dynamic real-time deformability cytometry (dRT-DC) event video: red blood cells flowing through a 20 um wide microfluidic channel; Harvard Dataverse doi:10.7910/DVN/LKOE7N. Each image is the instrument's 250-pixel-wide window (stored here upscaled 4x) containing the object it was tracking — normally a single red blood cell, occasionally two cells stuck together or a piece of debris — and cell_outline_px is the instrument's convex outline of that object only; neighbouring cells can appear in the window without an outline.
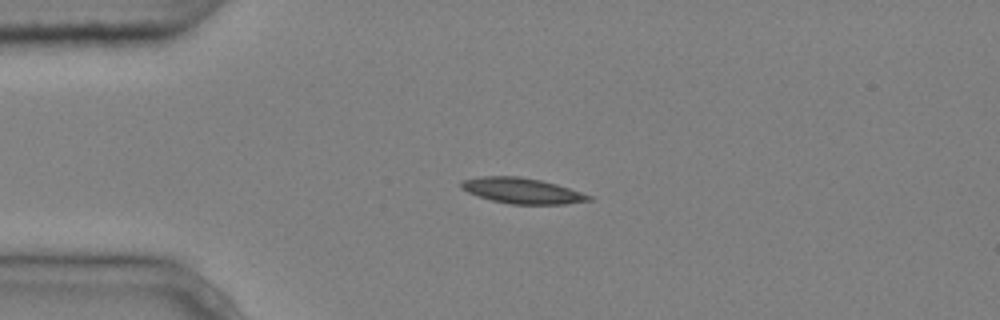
{"species": "common noctule bat (a hibernating species)", "species_latin": "Nyctalus noctula", "temperature_condition": "cold", "stored_images_in_passage": 4, "camera_frame_rate_fps": 3000, "um_per_image_px": 0.085, "animal": {"sex": "male", "body_mass_g": 20.4}, "frame": {"image": 1, "passage_image": 3, "time_ms": 0.667, "image_size_px": [1000, 320], "cell_outline_px": [[592, 200], [564, 204], [512, 204], [492, 200], [468, 192], [460, 188], [460, 180], [480, 176], [520, 176], [540, 180], [556, 184], [592, 196]], "centroid_in_image_um": [44.34, 16.2], "position_along_channel_um": 40.7, "area_um2": 18.9}}